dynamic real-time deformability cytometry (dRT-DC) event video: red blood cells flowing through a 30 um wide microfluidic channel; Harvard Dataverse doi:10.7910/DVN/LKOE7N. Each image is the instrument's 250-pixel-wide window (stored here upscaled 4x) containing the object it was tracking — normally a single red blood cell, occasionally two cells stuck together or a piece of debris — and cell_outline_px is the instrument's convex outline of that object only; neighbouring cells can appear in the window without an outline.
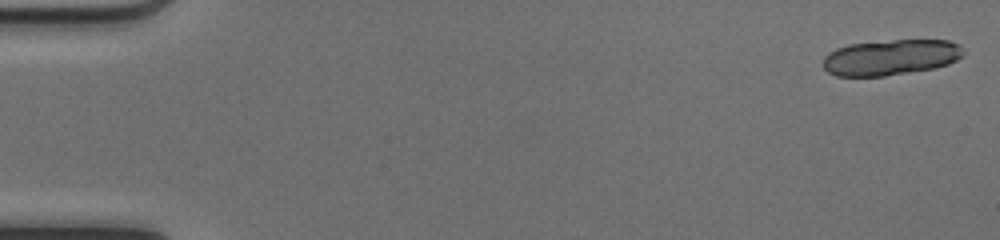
{"species": "common noctule bat (a hibernating species)", "species_latin": "Nyctalus noctula", "temperature_condition": "cold", "stored_images_in_passage": 18, "camera_frame_rate_fps": 3000, "um_per_image_px": 0.085, "animal": {"sex": "female", "body_mass_g": 17.0, "forearm_length_mm": 48.0}, "frame": {"image": 1, "passage_image": 1, "time_ms": 0.0, "image_size_px": [1000, 240], "cell_outline_px": [[964, 56], [948, 64], [932, 68], [884, 76], [836, 76], [828, 72], [824, 68], [824, 56], [828, 52], [836, 48], [848, 44], [892, 40], [948, 40], [960, 44], [964, 52]], "centroid_in_image_um": [75.71, 4.86], "position_along_channel_um": 9.3, "area_um2": 29.19}}